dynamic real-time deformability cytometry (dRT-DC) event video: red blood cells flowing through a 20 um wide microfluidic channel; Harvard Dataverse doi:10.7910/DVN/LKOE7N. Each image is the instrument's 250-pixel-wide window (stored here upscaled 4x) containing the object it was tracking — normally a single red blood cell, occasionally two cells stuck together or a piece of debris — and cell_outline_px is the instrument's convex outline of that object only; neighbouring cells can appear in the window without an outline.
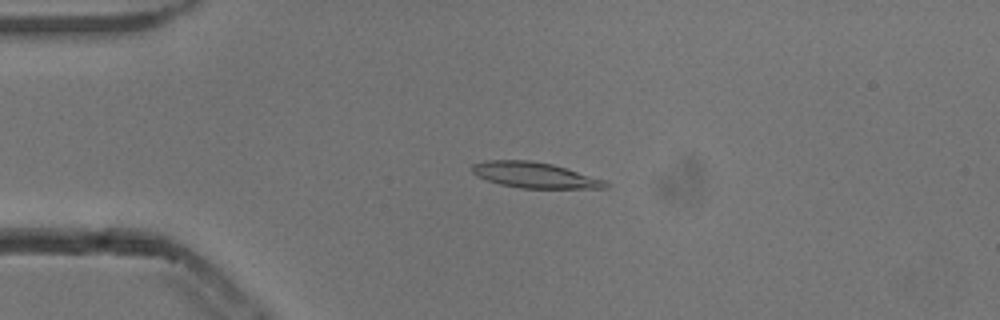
{"species": "common noctule bat (a hibernating species)", "species_latin": "Nyctalus noctula", "temperature_condition": "cold", "stored_images_in_passage": 53, "camera_frame_rate_fps": 3000, "um_per_image_px": 0.085, "animal": {"sex": "male", "body_mass_g": 13.3}, "frame": {"image": 1, "passage_image": 12, "time_ms": 3.667, "image_size_px": [1000, 320], "cell_outline_px": [[608, 188], [520, 188], [500, 184], [476, 176], [472, 172], [472, 164], [484, 160], [528, 160], [552, 164], [604, 180], [608, 184]], "centroid_in_image_um": [45.39, 14.88], "position_along_channel_um": 39.6, "area_um2": 19.77}}
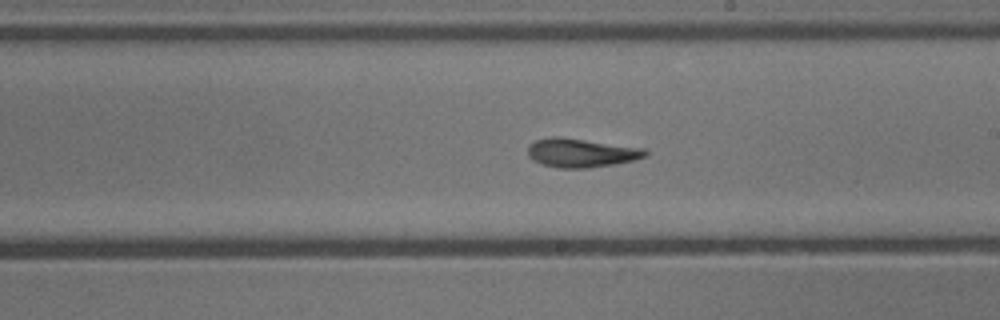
{"frame": {"image": 2, "passage_image": 30, "time_ms": 9.667, "image_size_px": [1000, 320], "cell_outline_px": [[648, 156], [636, 160], [616, 164], [588, 168], [560, 168], [540, 164], [532, 160], [528, 156], [528, 144], [536, 140], [552, 136], [556, 136], [644, 148], [648, 152]], "centroid_in_image_um": [49.4, 13.0], "position_along_channel_um": 239.6, "area_um2": 19.88}}
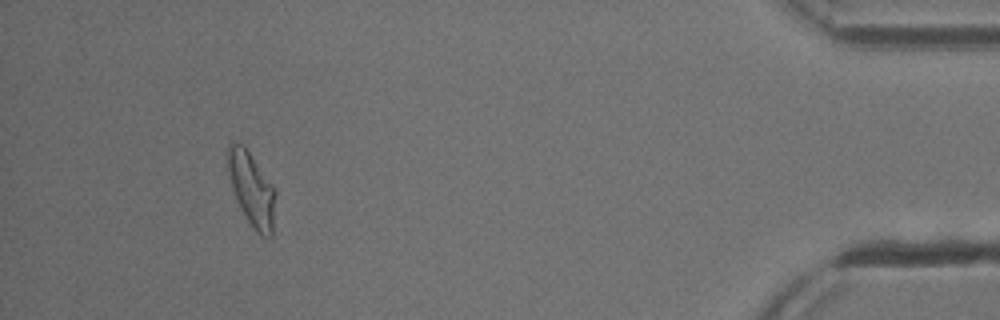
{"frame": {"image": 3, "passage_image": 49, "time_ms": 16.0, "image_size_px": [1000, 320], "cell_outline_px": [[276, 192], [272, 236], [260, 236], [256, 232], [240, 208], [232, 188], [228, 172], [228, 144], [232, 140], [236, 140], [244, 144], [272, 184]], "centroid_in_image_um": [21.39, 16.03], "position_along_channel_um": 413.8, "area_um2": 20.52}, "authors_computed_cell_mechanics": {"area_um2": 19.5942, "velocity_mm_per_s": 3.824, "shape_relaxation_time_tau1_ms": 8.4433, "shape_relaxation_time_tau2_ms": 3.2578, "deformation_change_tau1": 0.2308, "deformation_change_tau2": 0.1256}}